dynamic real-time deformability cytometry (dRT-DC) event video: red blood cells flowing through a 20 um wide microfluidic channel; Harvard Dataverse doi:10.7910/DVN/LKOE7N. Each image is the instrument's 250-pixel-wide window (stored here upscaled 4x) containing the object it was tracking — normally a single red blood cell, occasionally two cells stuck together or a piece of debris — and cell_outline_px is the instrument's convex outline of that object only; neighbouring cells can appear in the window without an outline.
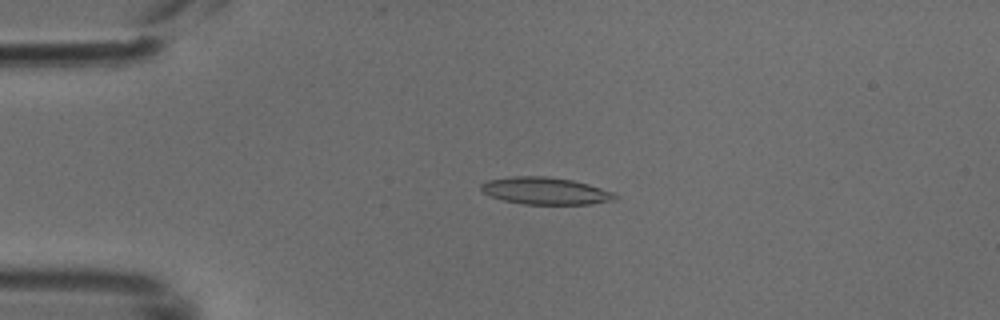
{"species": "common noctule bat (a hibernating species)", "species_latin": "Nyctalus noctula", "temperature_condition": "cold", "stored_images_in_passage": 49, "camera_frame_rate_fps": 3000, "um_per_image_px": 0.085, "animal": {"sex": "male", "body_mass_g": 18.8}, "frame": {"image": 1, "passage_image": 11, "time_ms": 3.333, "image_size_px": [1000, 320], "cell_outline_px": [[620, 196], [612, 200], [592, 204], [524, 204], [504, 200], [480, 192], [480, 184], [488, 180], [512, 176], [548, 176], [572, 180], [588, 184], [612, 192]], "centroid_in_image_um": [46.33, 16.22], "position_along_channel_um": 38.7, "area_um2": 21.15}}
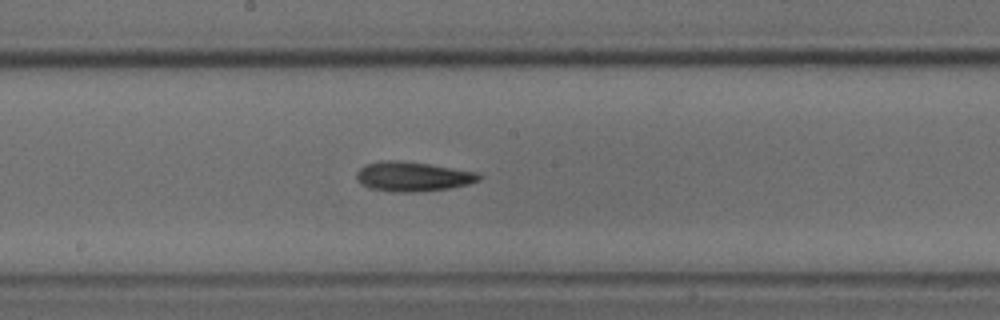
{"frame": {"image": 2, "passage_image": 26, "time_ms": 8.333, "image_size_px": [1000, 320], "cell_outline_px": [[484, 176], [480, 180], [468, 184], [452, 188], [416, 192], [392, 192], [368, 188], [360, 184], [356, 180], [356, 172], [364, 164], [380, 160], [396, 160], [428, 164], [476, 172]], "centroid_in_image_um": [35.04, 15.01], "position_along_channel_um": 213.2, "area_um2": 21.39}}
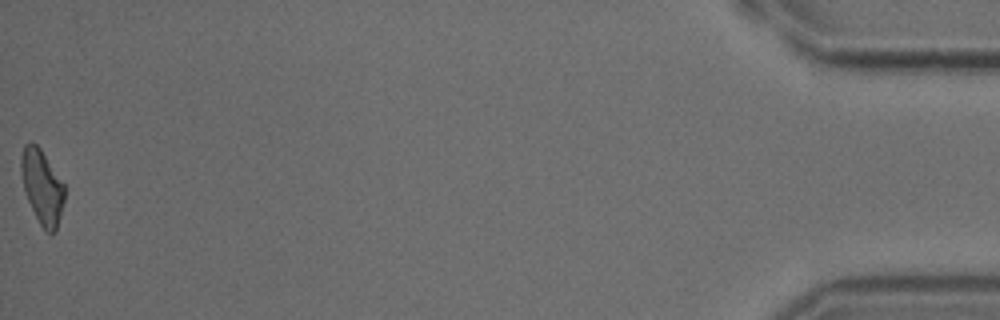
{"frame": {"image": 3, "passage_image": 49, "time_ms": 16.0, "image_size_px": [1000, 320], "cell_outline_px": [[64, 200], [56, 232], [52, 236], [40, 224], [24, 192], [20, 172], [20, 156], [24, 144], [32, 140], [40, 148], [64, 184]], "centroid_in_image_um": [3.55, 15.85], "position_along_channel_um": 431.6, "area_um2": 18.84}}